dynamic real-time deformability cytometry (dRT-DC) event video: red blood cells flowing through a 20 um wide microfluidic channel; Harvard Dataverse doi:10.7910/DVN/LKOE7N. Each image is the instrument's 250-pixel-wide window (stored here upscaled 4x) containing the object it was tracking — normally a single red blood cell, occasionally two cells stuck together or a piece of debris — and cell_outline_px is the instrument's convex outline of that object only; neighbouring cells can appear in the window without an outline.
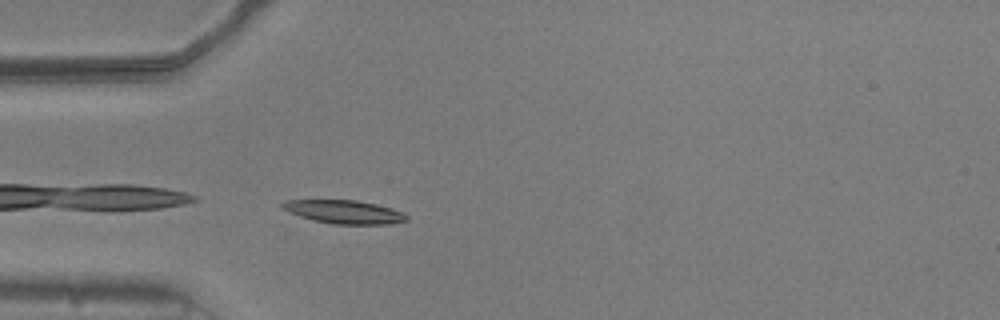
{"species": "common noctule bat (a hibernating species)", "species_latin": "Nyctalus noctula", "temperature_condition": "warm", "stored_images_in_passage": 39, "camera_frame_rate_fps": 3000, "um_per_image_px": 0.085, "animal": {"sex": "male", "body_mass_g": 20.5, "forearm_length_mm": 52.5}, "frame": {"image": 1, "passage_image": 1, "time_ms": 0.0, "image_size_px": [1000, 320], "cell_outline_px": [[408, 220], [388, 224], [332, 224], [312, 220], [288, 212], [280, 208], [280, 204], [288, 200], [356, 200], [376, 204], [392, 208], [404, 212], [408, 216]], "centroid_in_image_um": [29.25, 18.01], "position_along_channel_um": 55.7, "area_um2": 17.05}}
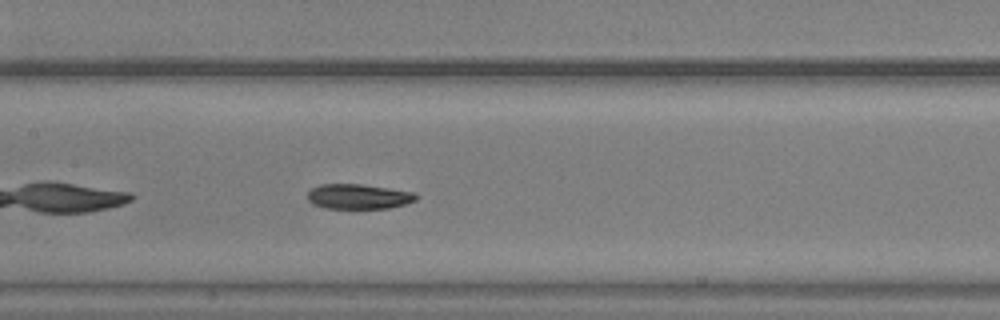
{"frame": {"image": 2, "passage_image": 11, "time_ms": 3.333, "image_size_px": [1000, 320], "cell_outline_px": [[416, 200], [404, 204], [388, 208], [324, 208], [312, 204], [308, 200], [308, 192], [312, 188], [320, 184], [360, 184], [416, 192]], "centroid_in_image_um": [30.45, 16.7], "position_along_channel_um": 177.0, "area_um2": 15.72}}
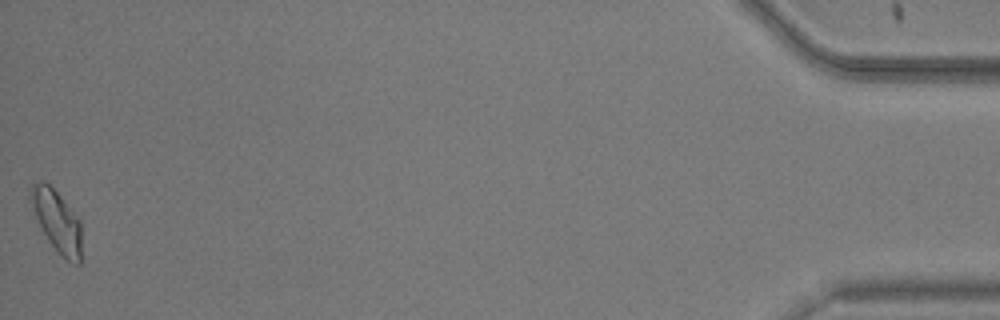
{"frame": {"image": 3, "passage_image": 39, "time_ms": 12.667, "image_size_px": [1000, 320], "cell_outline_px": [[80, 264], [72, 264], [48, 240], [36, 216], [28, 196], [28, 192], [32, 184], [40, 180], [48, 184], [60, 196], [80, 220]], "centroid_in_image_um": [4.82, 18.74], "position_along_channel_um": 430.4, "area_um2": 17.63}}